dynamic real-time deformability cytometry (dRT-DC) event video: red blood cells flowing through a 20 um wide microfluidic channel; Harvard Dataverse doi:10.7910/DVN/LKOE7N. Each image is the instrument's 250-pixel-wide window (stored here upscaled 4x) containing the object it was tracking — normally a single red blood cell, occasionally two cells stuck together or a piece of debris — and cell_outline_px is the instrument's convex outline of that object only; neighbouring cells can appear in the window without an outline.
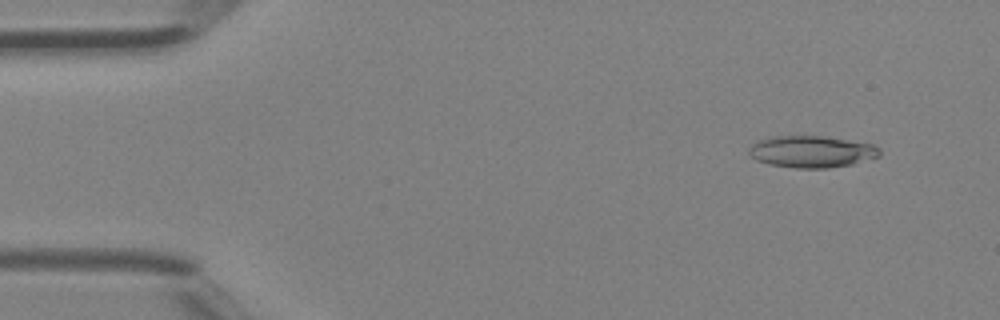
{"species": "Egyptian fruit bat (a non-hibernating species)", "species_latin": "Rousettus aegyptiacus", "temperature_condition": "room temperature", "stored_images_in_passage": 5, "camera_frame_rate_fps": 3000, "um_per_image_px": 0.085, "animal": {"sex": "female"}, "frame": {"image": 1, "passage_image": 2, "time_ms": 0.333, "image_size_px": [1000, 320], "cell_outline_px": [[880, 156], [852, 164], [828, 168], [796, 168], [768, 164], [756, 160], [748, 152], [748, 148], [756, 140], [772, 136], [824, 136], [872, 144], [880, 148]], "centroid_in_image_um": [68.96, 12.89], "position_along_channel_um": 16.0, "area_um2": 24.28}}
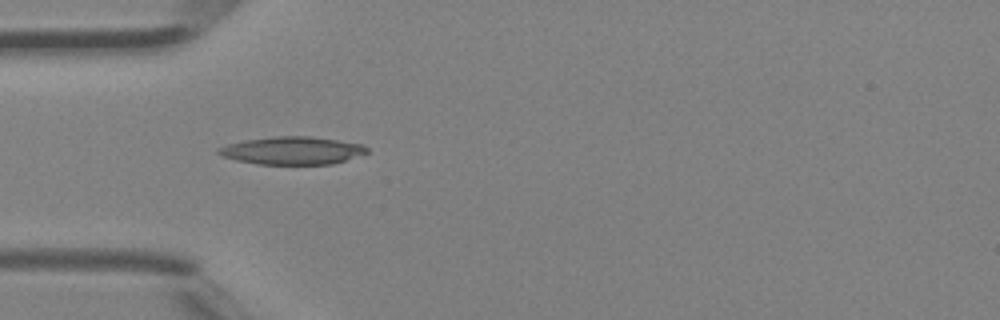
{"frame": {"image": 2, "passage_image": 4, "time_ms": 1.0, "image_size_px": [1000, 320], "cell_outline_px": [[368, 152], [332, 164], [260, 164], [236, 160], [224, 156], [216, 152], [216, 148], [228, 144], [244, 140], [276, 136], [308, 136], [364, 144], [368, 148]], "centroid_in_image_um": [24.82, 12.79], "position_along_channel_um": 60.2, "area_um2": 23.81}}
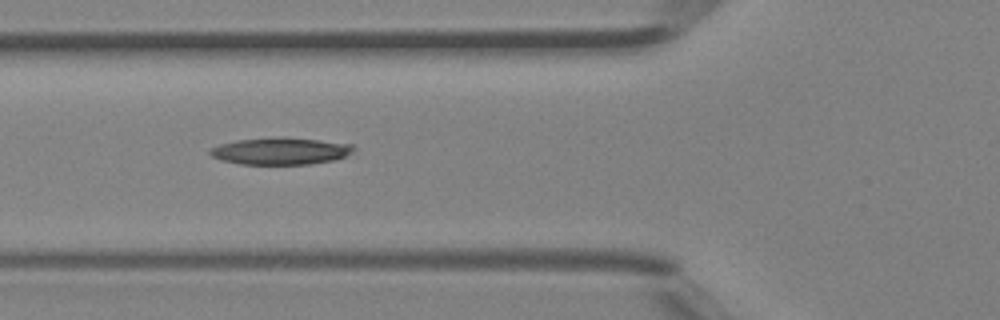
{"frame": {"image": 3, "passage_image": 5, "time_ms": 1.333, "image_size_px": [1000, 320], "cell_outline_px": [[356, 148], [352, 152], [336, 160], [308, 164], [240, 164], [220, 160], [212, 156], [208, 152], [208, 148], [220, 144], [236, 140], [280, 136], [284, 136], [320, 140], [352, 144]], "centroid_in_image_um": [23.82, 12.83], "position_along_channel_um": 102.0, "area_um2": 22.89}}